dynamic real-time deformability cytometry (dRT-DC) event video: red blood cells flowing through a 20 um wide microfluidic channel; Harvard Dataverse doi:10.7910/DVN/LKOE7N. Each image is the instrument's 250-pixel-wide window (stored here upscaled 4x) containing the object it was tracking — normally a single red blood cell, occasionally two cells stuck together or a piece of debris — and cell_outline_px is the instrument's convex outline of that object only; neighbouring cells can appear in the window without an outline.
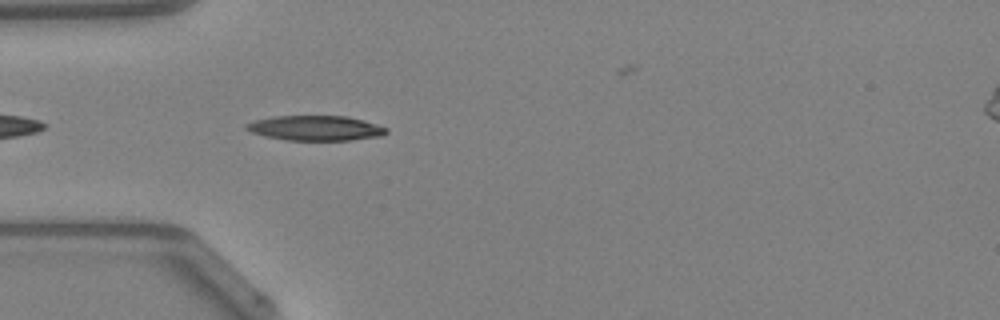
{"species": "Egyptian fruit bat (a non-hibernating species)", "species_latin": "Rousettus aegyptiacus", "temperature_condition": "warm", "stored_images_in_passage": 7, "camera_frame_rate_fps": 3000, "um_per_image_px": 0.085, "animal": {"sex": "female"}, "frame": {"image": 1, "passage_image": 4, "time_ms": 1.0, "image_size_px": [1000, 320], "cell_outline_px": [[388, 132], [380, 136], [352, 140], [288, 140], [264, 136], [252, 132], [244, 128], [244, 124], [256, 120], [272, 116], [348, 116], [364, 120], [388, 128]], "centroid_in_image_um": [26.82, 10.88], "position_along_channel_um": 58.2, "area_um2": 20.4}}